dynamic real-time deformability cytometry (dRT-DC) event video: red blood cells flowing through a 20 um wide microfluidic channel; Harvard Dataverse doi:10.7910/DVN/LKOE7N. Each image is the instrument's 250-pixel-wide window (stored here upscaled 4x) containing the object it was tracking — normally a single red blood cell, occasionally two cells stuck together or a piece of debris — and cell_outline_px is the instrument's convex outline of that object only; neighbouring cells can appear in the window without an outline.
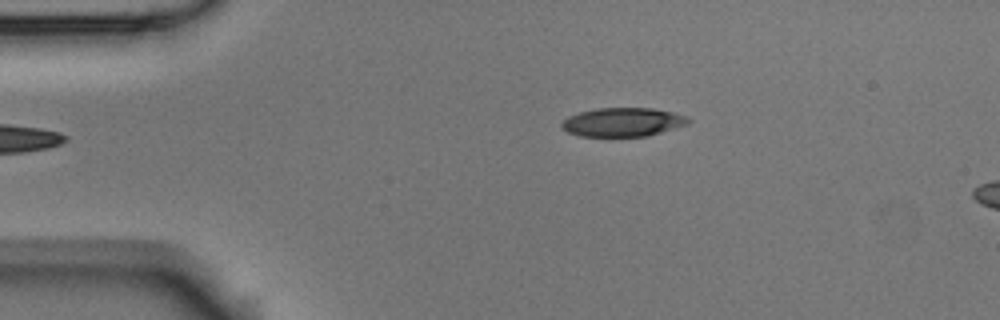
{"species": "Egyptian fruit bat (a non-hibernating species)", "species_latin": "Rousettus aegyptiacus", "temperature_condition": "room temperature", "stored_images_in_passage": 3, "camera_frame_rate_fps": 3000, "um_per_image_px": 0.085, "animal": {"sex": "male"}, "frame": {"image": 1, "passage_image": 3, "time_ms": 2.333, "image_size_px": [1000, 320], "cell_outline_px": [[692, 120], [688, 124], [648, 136], [580, 136], [568, 132], [560, 124], [568, 116], [580, 112], [596, 108], [652, 108], [672, 112], [688, 116]], "centroid_in_image_um": [52.97, 10.37], "position_along_channel_um": 32.0, "area_um2": 21.21}}